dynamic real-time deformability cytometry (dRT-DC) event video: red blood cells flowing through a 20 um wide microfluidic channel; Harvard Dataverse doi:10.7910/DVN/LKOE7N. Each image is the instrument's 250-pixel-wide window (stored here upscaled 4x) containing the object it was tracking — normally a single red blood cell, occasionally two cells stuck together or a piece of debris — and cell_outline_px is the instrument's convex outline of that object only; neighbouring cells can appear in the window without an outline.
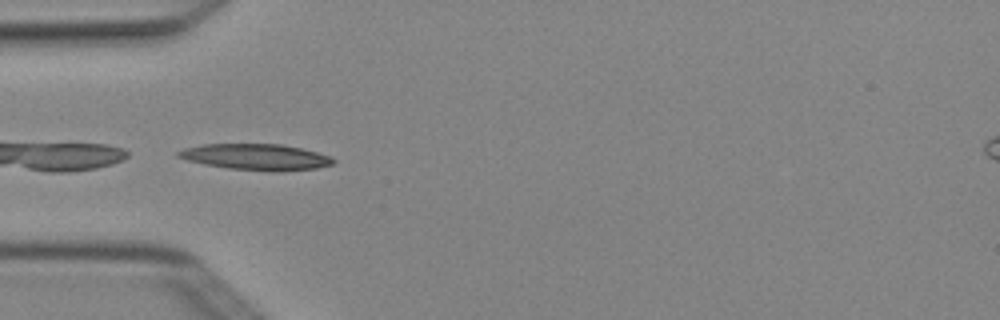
{"species": "Egyptian fruit bat (a non-hibernating species)", "species_latin": "Rousettus aegyptiacus", "temperature_condition": "cold", "stored_images_in_passage": 6, "camera_frame_rate_fps": 3000, "um_per_image_px": 0.085, "animal": {"sex": "female"}, "frame": {"image": 1, "passage_image": 5, "time_ms": 1.333, "image_size_px": [1000, 320], "cell_outline_px": [[336, 160], [332, 164], [316, 168], [268, 172], [228, 168], [188, 160], [176, 156], [176, 152], [184, 148], [204, 144], [280, 144], [300, 148], [316, 152], [328, 156]], "centroid_in_image_um": [21.74, 13.34], "position_along_channel_um": 63.3, "area_um2": 23.29}}
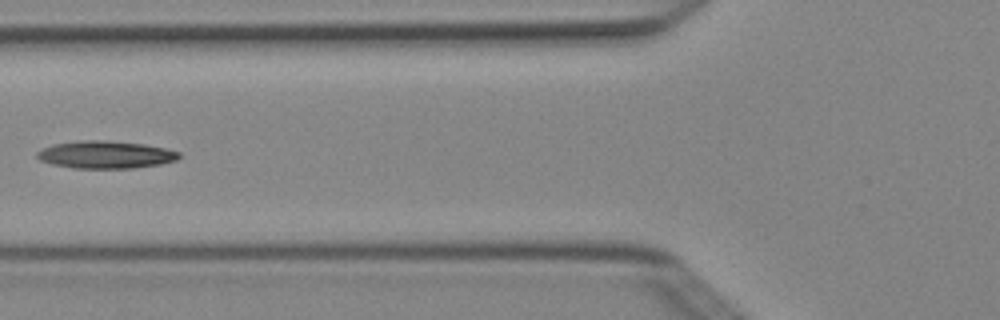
{"frame": {"image": 2, "passage_image": 6, "time_ms": 1.667, "image_size_px": [1000, 320], "cell_outline_px": [[180, 156], [176, 160], [160, 164], [132, 168], [72, 168], [52, 164], [40, 160], [36, 156], [36, 152], [52, 144], [88, 140], [104, 140], [144, 144], [164, 148], [180, 152]], "centroid_in_image_um": [8.96, 13.15], "position_along_channel_um": 116.8, "area_um2": 22.6}}